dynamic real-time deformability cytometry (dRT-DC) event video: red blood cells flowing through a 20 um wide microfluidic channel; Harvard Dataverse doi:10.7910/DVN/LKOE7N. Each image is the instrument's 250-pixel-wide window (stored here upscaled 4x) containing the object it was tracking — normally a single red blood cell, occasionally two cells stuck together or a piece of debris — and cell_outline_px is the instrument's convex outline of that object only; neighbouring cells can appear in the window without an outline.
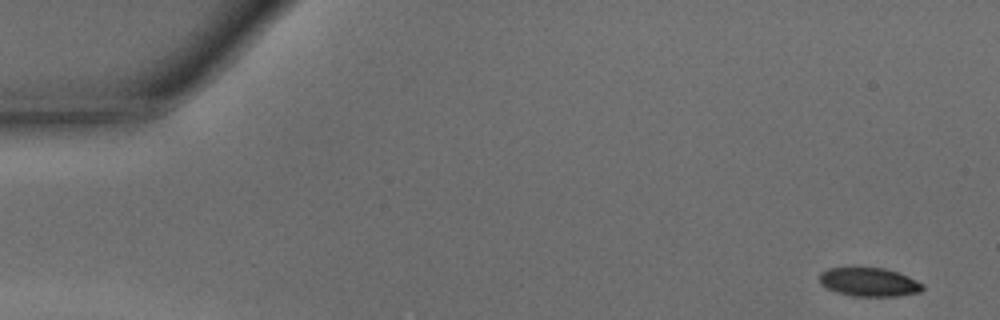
{"species": "common noctule bat (a hibernating species)", "species_latin": "Nyctalus noctula", "temperature_condition": "warm", "stored_images_in_passage": 37, "camera_frame_rate_fps": 3000, "um_per_image_px": 0.085, "animal": {"sex": "male", "body_mass_g": 15.6}, "frame": {"image": 1, "passage_image": 1, "time_ms": 0.0, "image_size_px": [1000, 320], "cell_outline_px": [[924, 288], [920, 292], [896, 296], [852, 296], [836, 292], [820, 284], [820, 272], [828, 268], [852, 264], [884, 268], [908, 276], [924, 284]], "centroid_in_image_um": [73.82, 23.92], "position_along_channel_um": 11.2, "area_um2": 17.98}}
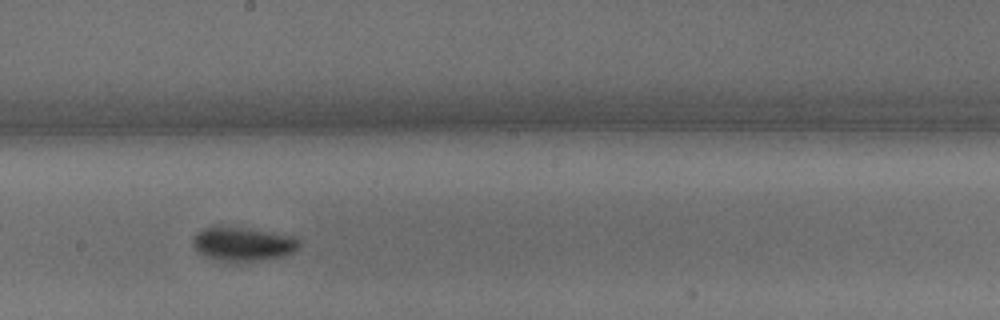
{"frame": {"image": 2, "passage_image": 25, "time_ms": 8.0, "image_size_px": [1000, 320], "cell_outline_px": [[300, 248], [296, 252], [288, 256], [260, 260], [216, 260], [204, 256], [196, 252], [192, 244], [192, 236], [196, 232], [204, 228], [216, 224], [248, 228], [292, 236], [300, 240]], "centroid_in_image_um": [20.62, 20.71], "position_along_channel_um": 227.6, "area_um2": 21.56}}
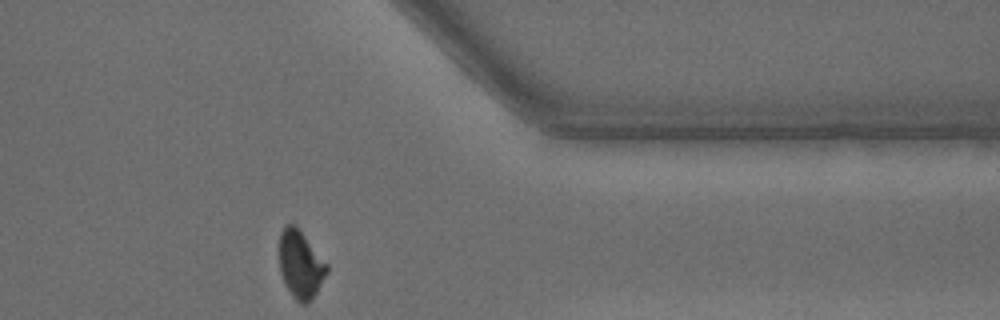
{"frame": {"image": 3, "passage_image": 37, "time_ms": 12.0, "image_size_px": [1000, 320], "cell_outline_px": [[328, 272], [316, 292], [308, 304], [300, 304], [292, 296], [280, 272], [280, 232], [288, 224], [296, 224], [328, 264]], "centroid_in_image_um": [25.56, 22.47], "position_along_channel_um": 385.8, "area_um2": 18.67}, "authors_computed_cell_mechanics": {"area_um2": 19.7098, "velocity_mm_per_s": 4.2929, "shape_relaxation_time_tau1_ms": 1.7988, "shape_relaxation_time_tau2_ms": 1.9776, "deformation_change_tau1": 0.0945, "deformation_change_tau2": 0.0525}}